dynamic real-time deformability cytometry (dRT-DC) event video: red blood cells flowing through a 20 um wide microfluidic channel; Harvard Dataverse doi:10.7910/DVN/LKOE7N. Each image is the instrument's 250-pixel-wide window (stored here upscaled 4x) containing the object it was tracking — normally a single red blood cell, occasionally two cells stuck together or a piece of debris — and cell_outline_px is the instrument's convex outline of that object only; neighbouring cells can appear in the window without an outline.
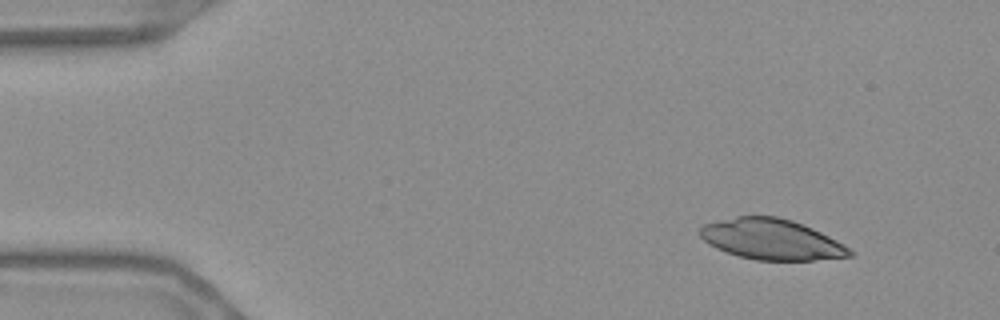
{"species": "Egyptian fruit bat (a non-hibernating species)", "species_latin": "Rousettus aegyptiacus", "temperature_condition": "warm", "stored_images_in_passage": 50, "camera_frame_rate_fps": 3000, "um_per_image_px": 0.085, "frame": {"image": 1, "passage_image": 1, "time_ms": 0.0, "image_size_px": [1000, 320], "cell_outline_px": [[856, 256], [812, 260], [756, 260], [740, 256], [716, 248], [708, 244], [696, 232], [704, 224], [736, 216], [776, 216], [792, 220], [812, 228], [844, 244], [856, 252]], "centroid_in_image_um": [65.6, 20.35], "position_along_channel_um": 19.4, "area_um2": 35.49}}